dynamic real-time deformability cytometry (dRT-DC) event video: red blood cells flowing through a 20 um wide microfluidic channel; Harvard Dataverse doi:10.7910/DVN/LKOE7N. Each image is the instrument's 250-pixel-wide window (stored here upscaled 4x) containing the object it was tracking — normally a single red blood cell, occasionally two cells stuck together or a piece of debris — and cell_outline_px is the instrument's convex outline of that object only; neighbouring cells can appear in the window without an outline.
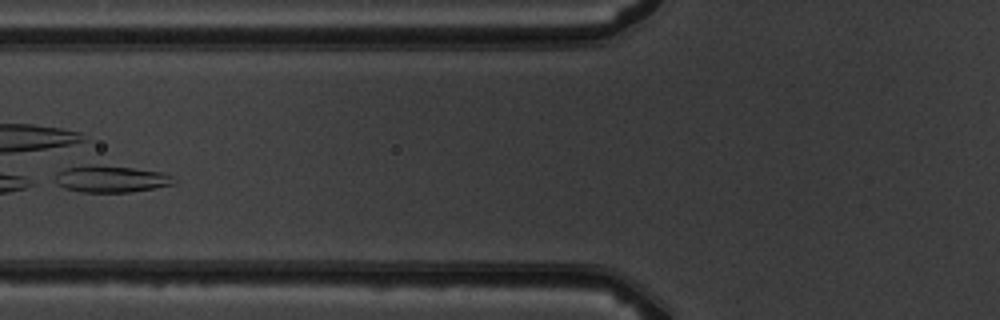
{"species": "common noctule bat (a hibernating species)", "species_latin": "Nyctalus noctula", "temperature_condition": "warm", "stored_images_in_passage": 7, "camera_frame_rate_fps": 3000, "um_per_image_px": 0.085, "animal": {"sex": "male", "body_mass_g": 19.5, "forearm_length_mm": 54.6}, "frame": {"image": 1, "passage_image": 6, "time_ms": 5.667, "image_size_px": [1000, 320], "cell_outline_px": [[176, 184], [128, 192], [80, 192], [64, 188], [56, 184], [56, 172], [64, 168], [132, 168], [160, 172], [172, 176], [176, 180]], "centroid_in_image_um": [9.47, 15.27], "position_along_channel_um": 116.3, "area_um2": 17.51}}
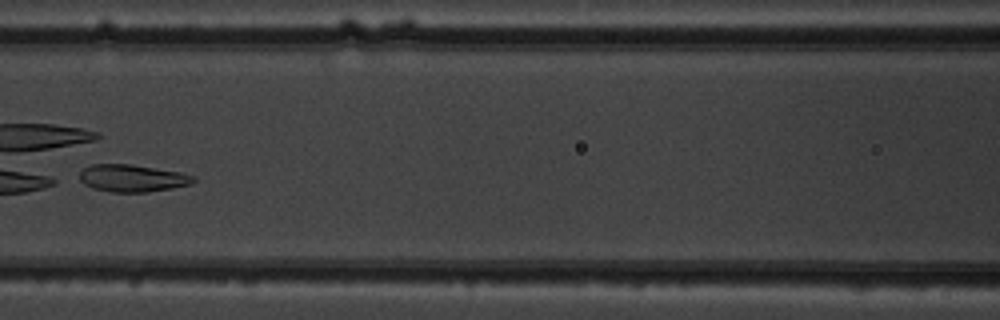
{"frame": {"image": 2, "passage_image": 7, "time_ms": 6.667, "image_size_px": [1000, 320], "cell_outline_px": [[196, 180], [192, 184], [172, 188], [148, 192], [112, 192], [92, 188], [84, 184], [80, 180], [80, 172], [84, 168], [92, 164], [132, 164], [180, 172], [196, 176]], "centroid_in_image_um": [11.27, 15.14], "position_along_channel_um": 155.3, "area_um2": 18.21}}